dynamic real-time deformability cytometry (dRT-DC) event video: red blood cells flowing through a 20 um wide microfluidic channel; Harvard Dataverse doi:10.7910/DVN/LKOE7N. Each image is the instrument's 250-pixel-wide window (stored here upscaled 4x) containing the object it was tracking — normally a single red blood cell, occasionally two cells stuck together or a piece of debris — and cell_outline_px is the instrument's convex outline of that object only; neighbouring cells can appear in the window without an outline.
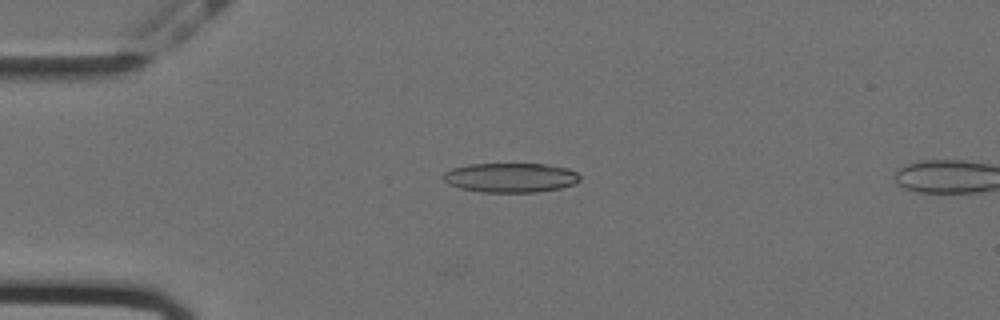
{"species": "Egyptian fruit bat (a non-hibernating species)", "species_latin": "Rousettus aegyptiacus", "temperature_condition": "cold", "stored_images_in_passage": 5, "camera_frame_rate_fps": 3000, "um_per_image_px": 0.085, "animal": {"sex": "female"}, "frame": {"image": 1, "passage_image": 3, "time_ms": 0.667, "image_size_px": [1000, 320], "cell_outline_px": [[580, 180], [576, 184], [560, 188], [536, 192], [480, 192], [460, 188], [448, 184], [444, 180], [444, 172], [452, 168], [468, 164], [548, 164], [568, 168], [576, 172], [580, 176]], "centroid_in_image_um": [43.42, 15.1], "position_along_channel_um": 41.6, "area_um2": 23.58}}